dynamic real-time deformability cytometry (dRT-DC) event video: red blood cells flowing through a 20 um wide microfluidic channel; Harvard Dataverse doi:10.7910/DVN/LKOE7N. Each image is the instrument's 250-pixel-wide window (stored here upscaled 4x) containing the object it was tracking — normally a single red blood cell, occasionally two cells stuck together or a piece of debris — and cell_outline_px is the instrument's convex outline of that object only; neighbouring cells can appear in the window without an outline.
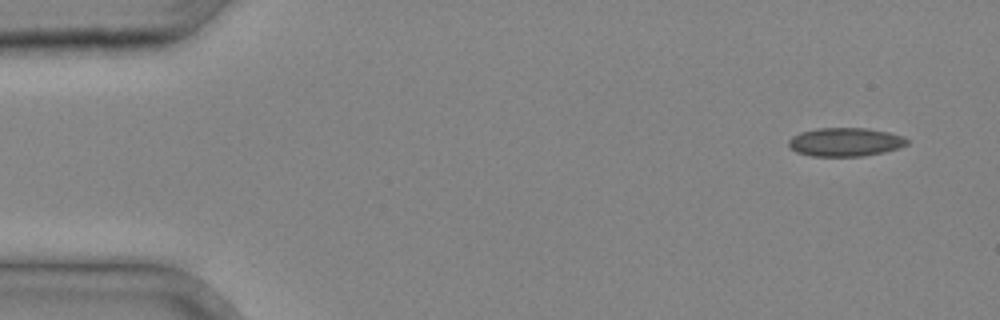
{"species": "common noctule bat (a hibernating species)", "species_latin": "Nyctalus noctula", "temperature_condition": "cold", "stored_images_in_passage": 35, "camera_frame_rate_fps": 3000, "um_per_image_px": 0.085, "animal": {"sex": "male", "body_mass_g": 20.4}, "frame": {"image": 1, "passage_image": 2, "time_ms": 0.333, "image_size_px": [1000, 320], "cell_outline_px": [[908, 144], [900, 148], [884, 152], [864, 156], [812, 156], [796, 152], [788, 144], [788, 140], [792, 136], [800, 132], [816, 128], [868, 128], [888, 132], [904, 136], [908, 140]], "centroid_in_image_um": [71.86, 12.07], "position_along_channel_um": 13.1, "area_um2": 19.88}}
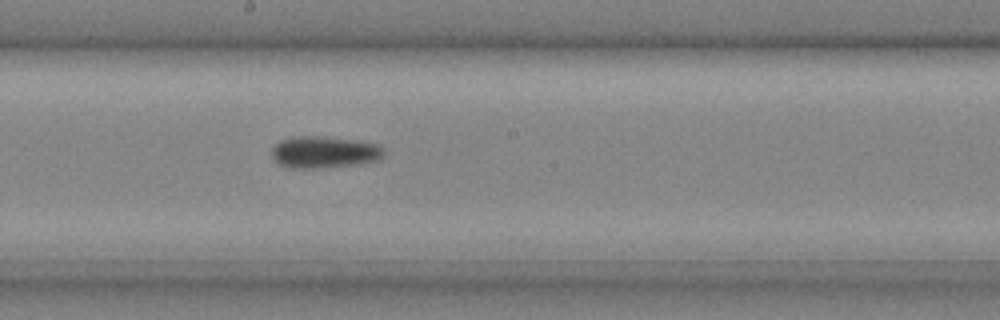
{"frame": {"image": 2, "passage_image": 20, "time_ms": 6.333, "image_size_px": [1000, 320], "cell_outline_px": [[384, 156], [380, 160], [360, 164], [316, 168], [288, 168], [276, 164], [272, 156], [272, 148], [280, 140], [300, 136], [320, 136], [352, 140], [376, 144], [384, 148]], "centroid_in_image_um": [27.55, 12.95], "position_along_channel_um": 220.7, "area_um2": 20.87}}
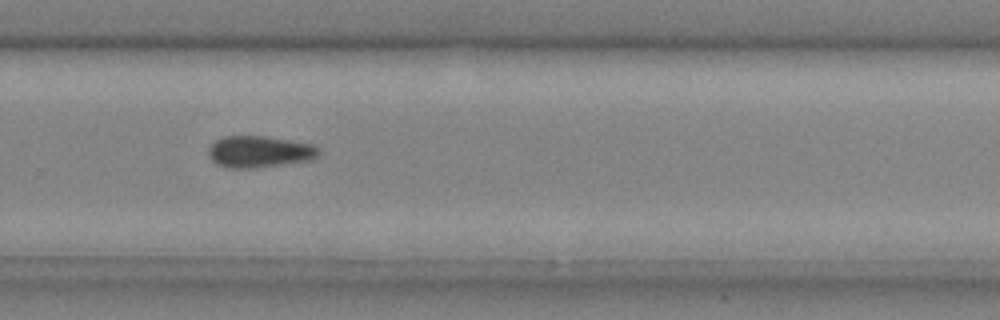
{"frame": {"image": 3, "passage_image": 25, "time_ms": 8.0, "image_size_px": [1000, 320], "cell_outline_px": [[320, 156], [308, 160], [252, 168], [228, 168], [216, 164], [212, 160], [208, 152], [208, 148], [216, 140], [224, 136], [264, 136], [316, 144], [320, 148]], "centroid_in_image_um": [22.07, 12.88], "position_along_channel_um": 307.7, "area_um2": 20.35}}